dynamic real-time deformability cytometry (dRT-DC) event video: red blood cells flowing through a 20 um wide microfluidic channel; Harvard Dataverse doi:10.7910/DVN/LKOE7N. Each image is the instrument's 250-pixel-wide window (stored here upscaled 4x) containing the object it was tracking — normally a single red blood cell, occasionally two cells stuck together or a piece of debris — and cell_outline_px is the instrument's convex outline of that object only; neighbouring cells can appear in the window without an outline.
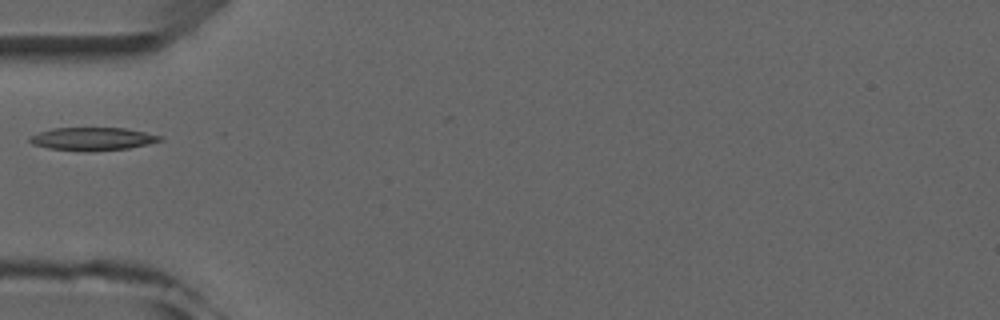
{"species": "common noctule bat (a hibernating species)", "species_latin": "Nyctalus noctula", "temperature_condition": "room temperature", "stored_images_in_passage": 3, "camera_frame_rate_fps": 3000, "um_per_image_px": 0.085, "animal": {"sex": "male", "forearm_length_mm": 52.5}, "frame": {"image": 1, "passage_image": 2, "time_ms": 1.333, "image_size_px": [1000, 320], "cell_outline_px": [[164, 140], [148, 144], [128, 148], [92, 152], [48, 148], [32, 144], [28, 140], [28, 136], [52, 128], [124, 128], [164, 136]], "centroid_in_image_um": [7.87, 11.81], "position_along_channel_um": 77.1, "area_um2": 17.57}}
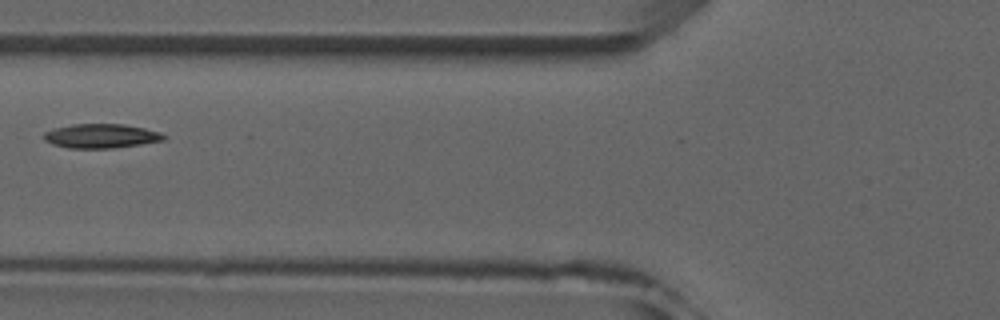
{"frame": {"image": 2, "passage_image": 3, "time_ms": 2.333, "image_size_px": [1000, 320], "cell_outline_px": [[168, 136], [164, 140], [140, 144], [112, 148], [68, 148], [52, 144], [44, 140], [44, 132], [56, 128], [72, 124], [124, 124], [144, 128], [160, 132]], "centroid_in_image_um": [8.6, 11.56], "position_along_channel_um": 117.2, "area_um2": 16.88}}